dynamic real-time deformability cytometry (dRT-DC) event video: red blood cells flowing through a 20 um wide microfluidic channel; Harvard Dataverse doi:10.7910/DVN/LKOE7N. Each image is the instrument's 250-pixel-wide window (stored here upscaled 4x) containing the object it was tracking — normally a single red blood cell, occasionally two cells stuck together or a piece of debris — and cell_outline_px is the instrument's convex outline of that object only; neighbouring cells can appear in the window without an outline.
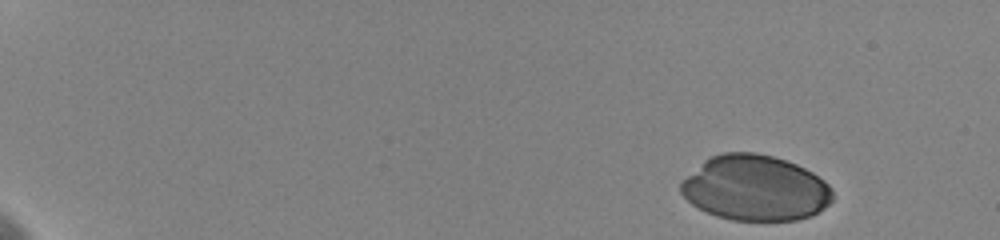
{"species": "human", "species_latin": "Homo sapiens", "temperature_condition": "cold", "stored_images_in_passage": 13, "camera_frame_rate_fps": 3000, "um_per_image_px": 0.085, "donor": {"sex": "female"}, "frame": {"image": 1, "passage_image": 1, "time_ms": 0.0, "image_size_px": [1000, 240], "cell_outline_px": [[832, 200], [828, 204], [812, 216], [796, 220], [764, 224], [732, 220], [716, 216], [692, 204], [680, 192], [680, 184], [704, 160], [712, 156], [724, 152], [756, 152], [772, 156], [796, 164], [812, 172], [824, 180], [832, 188]], "centroid_in_image_um": [64.22, 16.03], "position_along_channel_um": 20.8, "area_um2": 58.44}}